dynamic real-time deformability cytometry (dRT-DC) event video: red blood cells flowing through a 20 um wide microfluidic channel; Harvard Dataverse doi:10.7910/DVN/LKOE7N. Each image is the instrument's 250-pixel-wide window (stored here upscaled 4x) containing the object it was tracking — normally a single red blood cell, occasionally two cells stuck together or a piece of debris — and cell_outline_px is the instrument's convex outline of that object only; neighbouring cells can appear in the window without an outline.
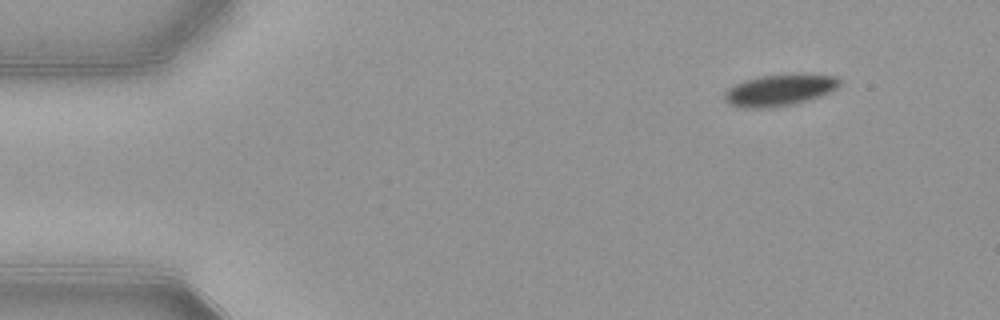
{"species": "common noctule bat (a hibernating species)", "species_latin": "Nyctalus noctula", "temperature_condition": "warm", "stored_images_in_passage": 12, "camera_frame_rate_fps": 3000, "um_per_image_px": 0.085, "animal": {"sex": "female", "body_mass_g": 21.9}, "frame": {"image": 1, "passage_image": 1, "time_ms": 0.0, "image_size_px": [1000, 320], "cell_outline_px": [[840, 84], [832, 92], [808, 100], [792, 104], [764, 108], [744, 108], [732, 104], [724, 100], [724, 92], [728, 88], [744, 80], [760, 76], [836, 76], [840, 80]], "centroid_in_image_um": [66.22, 7.69], "position_along_channel_um": 18.8, "area_um2": 20.35}}
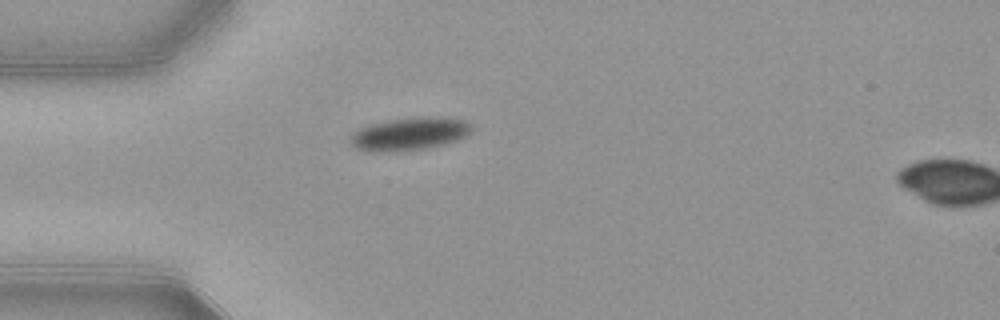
{"frame": {"image": 2, "passage_image": 10, "time_ms": 3.0, "image_size_px": [1000, 320], "cell_outline_px": [[472, 132], [468, 136], [448, 144], [424, 148], [396, 152], [376, 152], [356, 148], [352, 144], [352, 132], [360, 128], [372, 124], [388, 120], [424, 116], [428, 116], [464, 120], [472, 124]], "centroid_in_image_um": [34.87, 11.38], "position_along_channel_um": 50.1, "area_um2": 23.29}}